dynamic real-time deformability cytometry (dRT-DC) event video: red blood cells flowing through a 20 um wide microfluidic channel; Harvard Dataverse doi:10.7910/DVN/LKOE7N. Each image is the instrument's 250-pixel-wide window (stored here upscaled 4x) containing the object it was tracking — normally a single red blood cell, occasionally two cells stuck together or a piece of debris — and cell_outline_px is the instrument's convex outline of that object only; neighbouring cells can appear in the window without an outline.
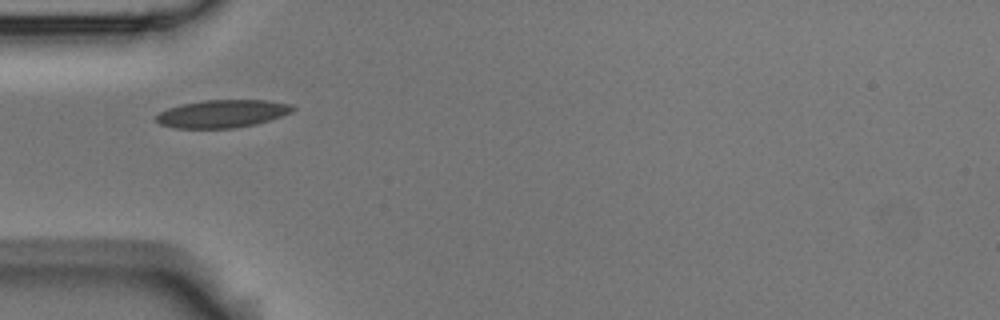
{"species": "Egyptian fruit bat (a non-hibernating species)", "species_latin": "Rousettus aegyptiacus", "temperature_condition": "room temperature", "stored_images_in_passage": 3, "camera_frame_rate_fps": 3000, "um_per_image_px": 0.085, "animal": {"sex": "male"}, "frame": {"image": 1, "passage_image": 3, "time_ms": 0.667, "image_size_px": [1000, 320], "cell_outline_px": [[296, 108], [292, 112], [256, 124], [236, 128], [176, 128], [160, 124], [156, 120], [156, 116], [160, 112], [168, 108], [180, 104], [204, 100], [268, 100], [292, 104]], "centroid_in_image_um": [18.91, 9.66], "position_along_channel_um": 66.1, "area_um2": 22.14}}